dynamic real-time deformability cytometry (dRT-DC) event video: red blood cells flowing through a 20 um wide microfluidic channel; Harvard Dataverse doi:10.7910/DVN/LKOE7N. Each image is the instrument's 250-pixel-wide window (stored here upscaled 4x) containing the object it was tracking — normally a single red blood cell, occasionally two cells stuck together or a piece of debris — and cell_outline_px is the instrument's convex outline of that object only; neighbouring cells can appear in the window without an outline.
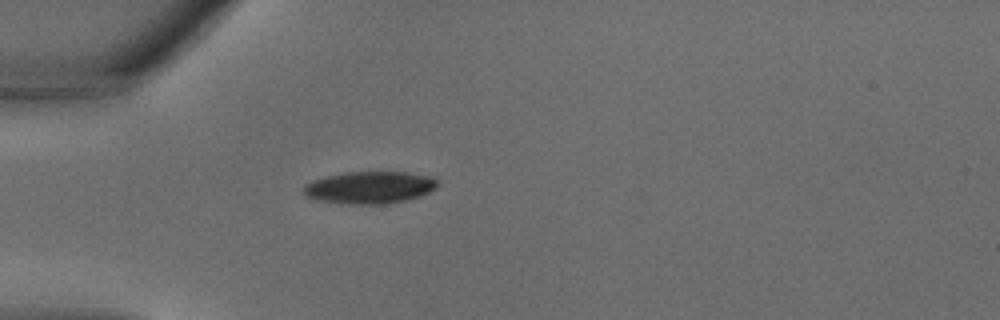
{"species": "common noctule bat (a hibernating species)", "species_latin": "Nyctalus noctula", "temperature_condition": "warm", "stored_images_in_passage": 24, "camera_frame_rate_fps": 3000, "um_per_image_px": 0.085, "animal": {"sex": "male", "body_mass_g": 18.8}, "frame": {"image": 1, "passage_image": 1, "time_ms": 0.0, "image_size_px": [1000, 320], "cell_outline_px": [[440, 184], [436, 188], [420, 196], [404, 200], [384, 204], [340, 204], [316, 200], [308, 196], [304, 192], [304, 184], [312, 180], [344, 172], [408, 172], [428, 176], [436, 180]], "centroid_in_image_um": [31.4, 15.94], "position_along_channel_um": 53.6, "area_um2": 25.14}}
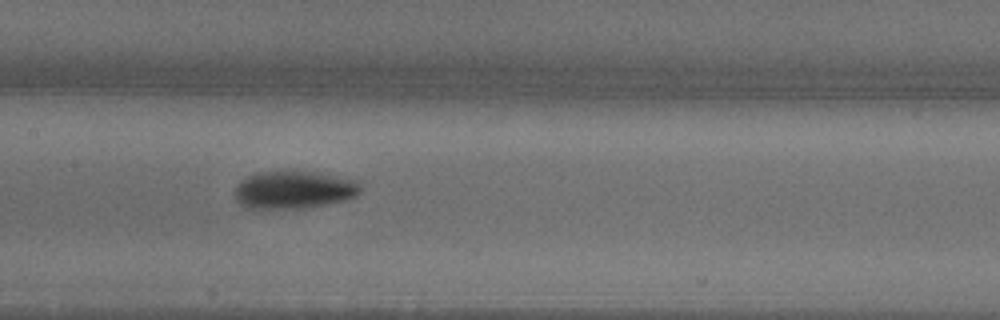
{"frame": {"image": 2, "passage_image": 8, "time_ms": 2.333, "image_size_px": [1000, 320], "cell_outline_px": [[360, 192], [356, 196], [348, 200], [324, 204], [296, 208], [248, 208], [240, 204], [236, 200], [236, 188], [248, 176], [260, 172], [316, 172], [360, 180]], "centroid_in_image_um": [25.05, 16.13], "position_along_channel_um": 182.3, "area_um2": 27.22}}
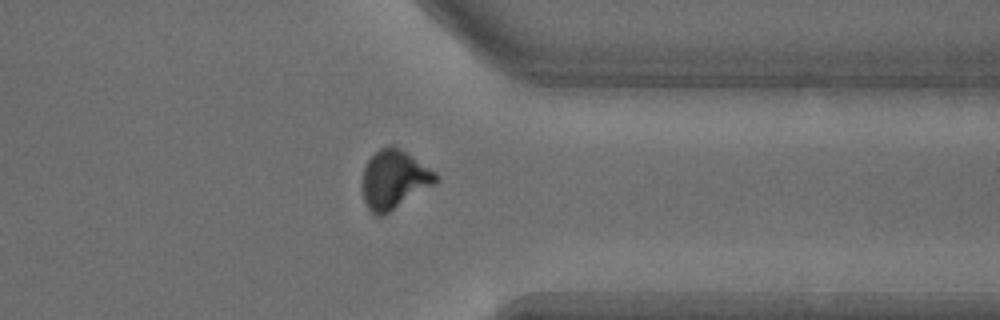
{"frame": {"image": 3, "passage_image": 18, "time_ms": 5.667, "image_size_px": [1000, 320], "cell_outline_px": [[440, 180], [436, 184], [384, 216], [372, 216], [364, 200], [364, 168], [368, 160], [380, 148], [400, 148], [436, 172], [440, 176]], "centroid_in_image_um": [33.55, 15.31], "position_along_channel_um": 377.9, "area_um2": 25.03}}